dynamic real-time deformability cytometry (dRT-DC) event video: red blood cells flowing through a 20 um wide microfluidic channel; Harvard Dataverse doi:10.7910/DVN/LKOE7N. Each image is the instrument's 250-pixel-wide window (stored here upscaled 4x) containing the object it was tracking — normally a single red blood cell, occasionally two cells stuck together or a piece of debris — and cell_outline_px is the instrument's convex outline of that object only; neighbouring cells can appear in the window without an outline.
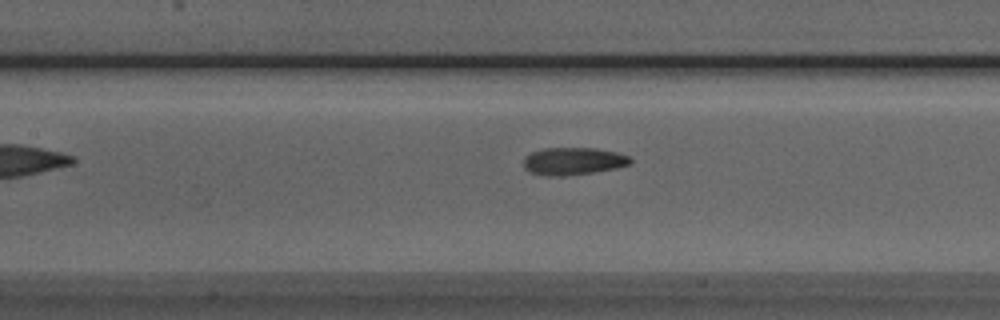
{"species": "Egyptian fruit bat (a non-hibernating species)", "species_latin": "Rousettus aegyptiacus", "temperature_condition": "room temperature", "stored_images_in_passage": 29, "camera_frame_rate_fps": 3000, "um_per_image_px": 0.085, "animal": {"sex": "male"}, "frame": {"image": 1, "passage_image": 10, "time_ms": 3.0, "image_size_px": [1000, 320], "cell_outline_px": [[632, 164], [616, 168], [592, 172], [564, 176], [548, 176], [532, 172], [524, 168], [524, 156], [532, 152], [544, 148], [596, 148], [616, 152], [628, 156], [632, 160]], "centroid_in_image_um": [48.73, 13.69], "position_along_channel_um": 158.7, "area_um2": 17.05}}
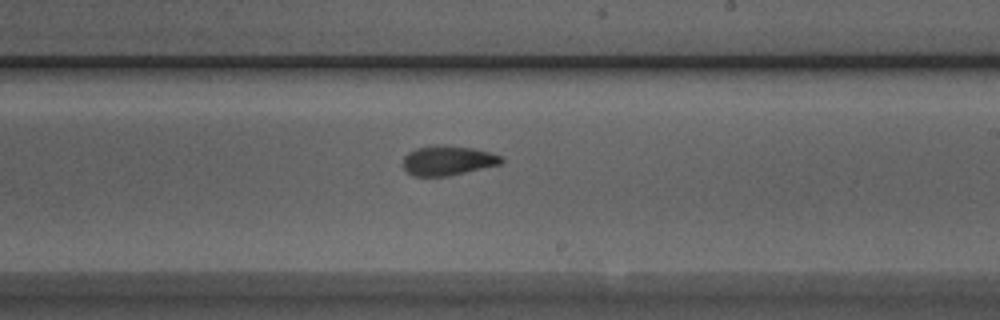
{"frame": {"image": 2, "passage_image": 17, "time_ms": 5.333, "image_size_px": [1000, 320], "cell_outline_px": [[504, 160], [500, 164], [448, 176], [416, 176], [408, 172], [404, 168], [404, 156], [408, 152], [416, 148], [472, 148], [492, 152], [500, 156]], "centroid_in_image_um": [38.09, 13.69], "position_along_channel_um": 250.9, "area_um2": 16.07}}
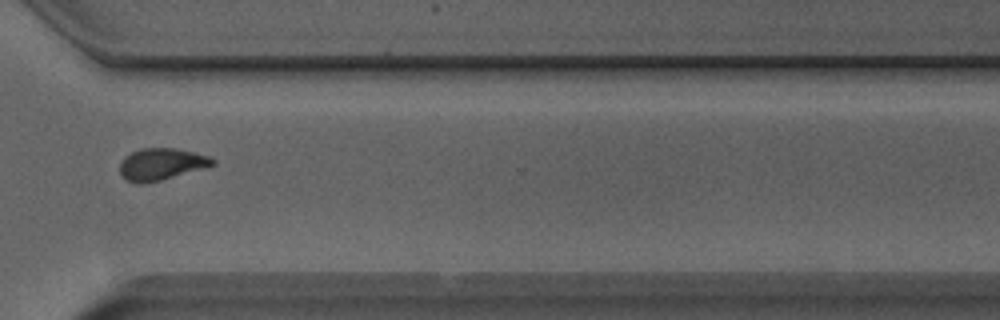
{"frame": {"image": 3, "passage_image": 25, "time_ms": 8.0, "image_size_px": [1000, 320], "cell_outline_px": [[216, 164], [160, 180], [144, 184], [140, 184], [124, 180], [120, 176], [120, 160], [124, 156], [140, 148], [176, 148], [208, 156], [216, 160]], "centroid_in_image_um": [13.64, 13.95], "position_along_channel_um": 357.0, "area_um2": 17.22}, "authors_computed_cell_mechanics": {"area_um2": 17.1088, "velocity_mm_per_s": 3.9707, "shape_relaxation_time_tau1_ms": 6.0485, "shape_relaxation_time_tau2_ms": 1.984, "deformation_change_tau1": 0.1756, "deformation_change_tau2": 0.0842}}